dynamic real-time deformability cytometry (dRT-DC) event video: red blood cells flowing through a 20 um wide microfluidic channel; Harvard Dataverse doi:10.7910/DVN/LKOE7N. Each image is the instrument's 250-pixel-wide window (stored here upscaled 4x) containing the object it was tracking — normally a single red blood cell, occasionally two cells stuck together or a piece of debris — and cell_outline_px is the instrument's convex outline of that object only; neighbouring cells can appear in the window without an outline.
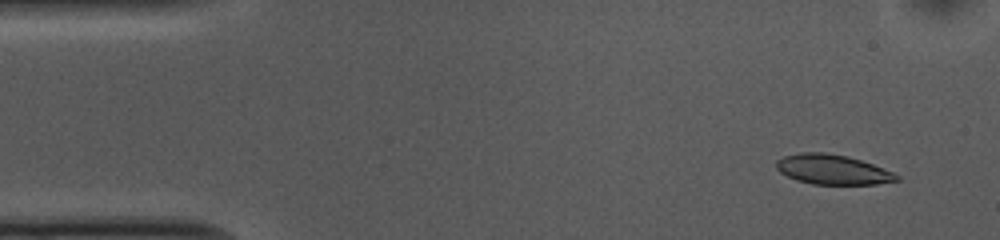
{"species": "common noctule bat (a hibernating species)", "species_latin": "Nyctalus noctula", "temperature_condition": "cold", "stored_images_in_passage": 50, "camera_frame_rate_fps": 3000, "um_per_image_px": 0.085, "animal": {"sex": "female", "body_mass_g": 10.0, "forearm_length_mm": 53.1}, "frame": {"image": 1, "passage_image": 1, "time_ms": 0.0, "image_size_px": [1000, 240], "cell_outline_px": [[900, 180], [876, 184], [812, 184], [796, 180], [780, 172], [776, 168], [776, 160], [784, 156], [800, 152], [824, 152], [848, 156], [872, 164], [892, 172], [900, 176]], "centroid_in_image_um": [70.75, 14.4], "position_along_channel_um": 14.3, "area_um2": 20.87}}
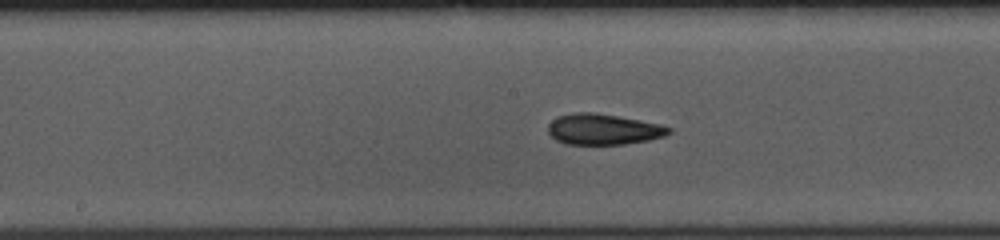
{"frame": {"image": 2, "passage_image": 23, "time_ms": 7.333, "image_size_px": [1000, 240], "cell_outline_px": [[672, 132], [664, 136], [648, 140], [624, 144], [564, 144], [556, 140], [548, 132], [548, 124], [556, 116], [572, 112], [592, 112], [616, 116], [660, 124], [672, 128]], "centroid_in_image_um": [51.25, 10.99], "position_along_channel_um": 197.0, "area_um2": 21.68}}
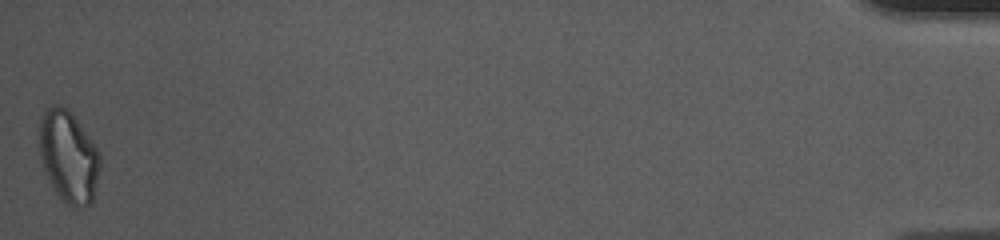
{"frame": {"image": 3, "passage_image": 50, "time_ms": 16.333, "image_size_px": [1000, 240], "cell_outline_px": [[100, 168], [92, 204], [80, 208], [76, 208], [68, 204], [56, 192], [44, 168], [40, 156], [36, 140], [40, 116], [44, 108], [52, 104], [56, 104], [72, 112], [100, 152]], "centroid_in_image_um": [5.8, 13.26], "position_along_channel_um": 429.4, "area_um2": 33.0}, "authors_computed_cell_mechanics": {"area_um2": 22.1952, "velocity_mm_per_s": 3.6975, "shape_relaxation_time_tau1_ms": 5.4136, "shape_relaxation_time_tau2_ms": 4.7939, "deformation_change_tau1": 0.1282, "deformation_change_tau2": 0.1128}}